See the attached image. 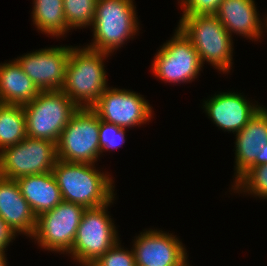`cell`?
Segmentation results:
<instances>
[{"label": "cell", "mask_w": 267, "mask_h": 266, "mask_svg": "<svg viewBox=\"0 0 267 266\" xmlns=\"http://www.w3.org/2000/svg\"><path fill=\"white\" fill-rule=\"evenodd\" d=\"M109 53L72 47L62 91L78 106L91 108L108 87L104 60Z\"/></svg>", "instance_id": "7a4b0ae2"}, {"label": "cell", "mask_w": 267, "mask_h": 266, "mask_svg": "<svg viewBox=\"0 0 267 266\" xmlns=\"http://www.w3.org/2000/svg\"><path fill=\"white\" fill-rule=\"evenodd\" d=\"M113 200L99 207L86 208L83 212L72 248L67 253L75 262H95L120 241L117 227L107 214Z\"/></svg>", "instance_id": "52a82bcc"}, {"label": "cell", "mask_w": 267, "mask_h": 266, "mask_svg": "<svg viewBox=\"0 0 267 266\" xmlns=\"http://www.w3.org/2000/svg\"><path fill=\"white\" fill-rule=\"evenodd\" d=\"M95 167V164L56 161L52 173L63 201L94 208L115 198L112 177Z\"/></svg>", "instance_id": "6da1fadb"}, {"label": "cell", "mask_w": 267, "mask_h": 266, "mask_svg": "<svg viewBox=\"0 0 267 266\" xmlns=\"http://www.w3.org/2000/svg\"><path fill=\"white\" fill-rule=\"evenodd\" d=\"M85 207L62 201L37 217L33 238L40 248L66 254L71 250Z\"/></svg>", "instance_id": "30bf717a"}, {"label": "cell", "mask_w": 267, "mask_h": 266, "mask_svg": "<svg viewBox=\"0 0 267 266\" xmlns=\"http://www.w3.org/2000/svg\"><path fill=\"white\" fill-rule=\"evenodd\" d=\"M39 93L15 59L0 64V103L24 106Z\"/></svg>", "instance_id": "d6986e66"}, {"label": "cell", "mask_w": 267, "mask_h": 266, "mask_svg": "<svg viewBox=\"0 0 267 266\" xmlns=\"http://www.w3.org/2000/svg\"><path fill=\"white\" fill-rule=\"evenodd\" d=\"M267 164V144L264 147H261L260 152L257 155L255 166Z\"/></svg>", "instance_id": "83f0119b"}, {"label": "cell", "mask_w": 267, "mask_h": 266, "mask_svg": "<svg viewBox=\"0 0 267 266\" xmlns=\"http://www.w3.org/2000/svg\"><path fill=\"white\" fill-rule=\"evenodd\" d=\"M235 136L236 181L249 168L255 166L261 147L267 144V109L261 106Z\"/></svg>", "instance_id": "2e32d148"}, {"label": "cell", "mask_w": 267, "mask_h": 266, "mask_svg": "<svg viewBox=\"0 0 267 266\" xmlns=\"http://www.w3.org/2000/svg\"><path fill=\"white\" fill-rule=\"evenodd\" d=\"M22 196L36 217L52 210L63 201L61 191L51 172L24 176L16 179Z\"/></svg>", "instance_id": "ac0fdd59"}, {"label": "cell", "mask_w": 267, "mask_h": 266, "mask_svg": "<svg viewBox=\"0 0 267 266\" xmlns=\"http://www.w3.org/2000/svg\"><path fill=\"white\" fill-rule=\"evenodd\" d=\"M160 47L151 64L155 77L174 84L197 78L204 65L191 41L178 27L171 39Z\"/></svg>", "instance_id": "9c48e42d"}, {"label": "cell", "mask_w": 267, "mask_h": 266, "mask_svg": "<svg viewBox=\"0 0 267 266\" xmlns=\"http://www.w3.org/2000/svg\"><path fill=\"white\" fill-rule=\"evenodd\" d=\"M97 0H63V11L69 29L92 26Z\"/></svg>", "instance_id": "7402d4cb"}, {"label": "cell", "mask_w": 267, "mask_h": 266, "mask_svg": "<svg viewBox=\"0 0 267 266\" xmlns=\"http://www.w3.org/2000/svg\"><path fill=\"white\" fill-rule=\"evenodd\" d=\"M223 0H180L182 15L214 14Z\"/></svg>", "instance_id": "484cf974"}, {"label": "cell", "mask_w": 267, "mask_h": 266, "mask_svg": "<svg viewBox=\"0 0 267 266\" xmlns=\"http://www.w3.org/2000/svg\"><path fill=\"white\" fill-rule=\"evenodd\" d=\"M134 0H97L89 49L113 53L139 32Z\"/></svg>", "instance_id": "277c9868"}, {"label": "cell", "mask_w": 267, "mask_h": 266, "mask_svg": "<svg viewBox=\"0 0 267 266\" xmlns=\"http://www.w3.org/2000/svg\"><path fill=\"white\" fill-rule=\"evenodd\" d=\"M99 119L121 128H132L149 122L152 108L140 93L107 87L91 107Z\"/></svg>", "instance_id": "8fae6325"}, {"label": "cell", "mask_w": 267, "mask_h": 266, "mask_svg": "<svg viewBox=\"0 0 267 266\" xmlns=\"http://www.w3.org/2000/svg\"><path fill=\"white\" fill-rule=\"evenodd\" d=\"M0 218L18 234L32 238L37 217L14 179L0 176ZM18 233V234H17Z\"/></svg>", "instance_id": "9a60e30c"}, {"label": "cell", "mask_w": 267, "mask_h": 266, "mask_svg": "<svg viewBox=\"0 0 267 266\" xmlns=\"http://www.w3.org/2000/svg\"><path fill=\"white\" fill-rule=\"evenodd\" d=\"M32 21L37 30L60 38L70 29L67 25L63 0H33Z\"/></svg>", "instance_id": "ffe728a7"}, {"label": "cell", "mask_w": 267, "mask_h": 266, "mask_svg": "<svg viewBox=\"0 0 267 266\" xmlns=\"http://www.w3.org/2000/svg\"><path fill=\"white\" fill-rule=\"evenodd\" d=\"M5 252H0V266H7V258Z\"/></svg>", "instance_id": "f1b7e54d"}, {"label": "cell", "mask_w": 267, "mask_h": 266, "mask_svg": "<svg viewBox=\"0 0 267 266\" xmlns=\"http://www.w3.org/2000/svg\"><path fill=\"white\" fill-rule=\"evenodd\" d=\"M233 182L232 189L234 193L244 192L267 199V164L249 168Z\"/></svg>", "instance_id": "603a6c76"}, {"label": "cell", "mask_w": 267, "mask_h": 266, "mask_svg": "<svg viewBox=\"0 0 267 266\" xmlns=\"http://www.w3.org/2000/svg\"><path fill=\"white\" fill-rule=\"evenodd\" d=\"M72 47L61 45L35 50L15 60L40 91L61 90Z\"/></svg>", "instance_id": "7c38bea8"}, {"label": "cell", "mask_w": 267, "mask_h": 266, "mask_svg": "<svg viewBox=\"0 0 267 266\" xmlns=\"http://www.w3.org/2000/svg\"><path fill=\"white\" fill-rule=\"evenodd\" d=\"M119 242L120 241L113 245L94 263L97 266H135V255L133 249H124Z\"/></svg>", "instance_id": "d4e9b609"}, {"label": "cell", "mask_w": 267, "mask_h": 266, "mask_svg": "<svg viewBox=\"0 0 267 266\" xmlns=\"http://www.w3.org/2000/svg\"><path fill=\"white\" fill-rule=\"evenodd\" d=\"M261 106L250 103L242 93L219 92L205 100L203 109L213 123L224 131L238 133Z\"/></svg>", "instance_id": "5bb4252c"}, {"label": "cell", "mask_w": 267, "mask_h": 266, "mask_svg": "<svg viewBox=\"0 0 267 266\" xmlns=\"http://www.w3.org/2000/svg\"><path fill=\"white\" fill-rule=\"evenodd\" d=\"M266 20V21H265ZM264 20V24H265V28H267V17H266V19Z\"/></svg>", "instance_id": "4dcf8cb0"}, {"label": "cell", "mask_w": 267, "mask_h": 266, "mask_svg": "<svg viewBox=\"0 0 267 266\" xmlns=\"http://www.w3.org/2000/svg\"><path fill=\"white\" fill-rule=\"evenodd\" d=\"M27 137L24 108L0 103V151Z\"/></svg>", "instance_id": "44dd1931"}, {"label": "cell", "mask_w": 267, "mask_h": 266, "mask_svg": "<svg viewBox=\"0 0 267 266\" xmlns=\"http://www.w3.org/2000/svg\"><path fill=\"white\" fill-rule=\"evenodd\" d=\"M133 241L135 264L138 266H186L187 250L173 235L162 230L147 229Z\"/></svg>", "instance_id": "4fadbf2b"}, {"label": "cell", "mask_w": 267, "mask_h": 266, "mask_svg": "<svg viewBox=\"0 0 267 266\" xmlns=\"http://www.w3.org/2000/svg\"><path fill=\"white\" fill-rule=\"evenodd\" d=\"M16 235L12 229L0 218V252H5L6 247L15 240Z\"/></svg>", "instance_id": "4316f807"}, {"label": "cell", "mask_w": 267, "mask_h": 266, "mask_svg": "<svg viewBox=\"0 0 267 266\" xmlns=\"http://www.w3.org/2000/svg\"><path fill=\"white\" fill-rule=\"evenodd\" d=\"M254 2V0H223L214 14L231 36L235 33L258 41L262 37L264 25Z\"/></svg>", "instance_id": "e0dca14e"}, {"label": "cell", "mask_w": 267, "mask_h": 266, "mask_svg": "<svg viewBox=\"0 0 267 266\" xmlns=\"http://www.w3.org/2000/svg\"><path fill=\"white\" fill-rule=\"evenodd\" d=\"M80 266H97L94 262H83V263H79Z\"/></svg>", "instance_id": "f546056e"}, {"label": "cell", "mask_w": 267, "mask_h": 266, "mask_svg": "<svg viewBox=\"0 0 267 266\" xmlns=\"http://www.w3.org/2000/svg\"><path fill=\"white\" fill-rule=\"evenodd\" d=\"M99 127V116L92 108H78L56 144L58 160L95 164L101 155Z\"/></svg>", "instance_id": "8992f818"}, {"label": "cell", "mask_w": 267, "mask_h": 266, "mask_svg": "<svg viewBox=\"0 0 267 266\" xmlns=\"http://www.w3.org/2000/svg\"><path fill=\"white\" fill-rule=\"evenodd\" d=\"M27 136L57 144L61 132L78 106L62 91H40L23 106Z\"/></svg>", "instance_id": "5b68a950"}, {"label": "cell", "mask_w": 267, "mask_h": 266, "mask_svg": "<svg viewBox=\"0 0 267 266\" xmlns=\"http://www.w3.org/2000/svg\"><path fill=\"white\" fill-rule=\"evenodd\" d=\"M57 160L56 143L27 136L0 151V176L16 180L51 172Z\"/></svg>", "instance_id": "ba28073f"}, {"label": "cell", "mask_w": 267, "mask_h": 266, "mask_svg": "<svg viewBox=\"0 0 267 266\" xmlns=\"http://www.w3.org/2000/svg\"><path fill=\"white\" fill-rule=\"evenodd\" d=\"M178 28L191 41L202 65L208 62L224 73L233 64V38L215 14L182 15Z\"/></svg>", "instance_id": "3957f363"}, {"label": "cell", "mask_w": 267, "mask_h": 266, "mask_svg": "<svg viewBox=\"0 0 267 266\" xmlns=\"http://www.w3.org/2000/svg\"><path fill=\"white\" fill-rule=\"evenodd\" d=\"M126 128L100 120L99 145L101 153L119 148L125 143Z\"/></svg>", "instance_id": "cb8c5ba5"}]
</instances>
